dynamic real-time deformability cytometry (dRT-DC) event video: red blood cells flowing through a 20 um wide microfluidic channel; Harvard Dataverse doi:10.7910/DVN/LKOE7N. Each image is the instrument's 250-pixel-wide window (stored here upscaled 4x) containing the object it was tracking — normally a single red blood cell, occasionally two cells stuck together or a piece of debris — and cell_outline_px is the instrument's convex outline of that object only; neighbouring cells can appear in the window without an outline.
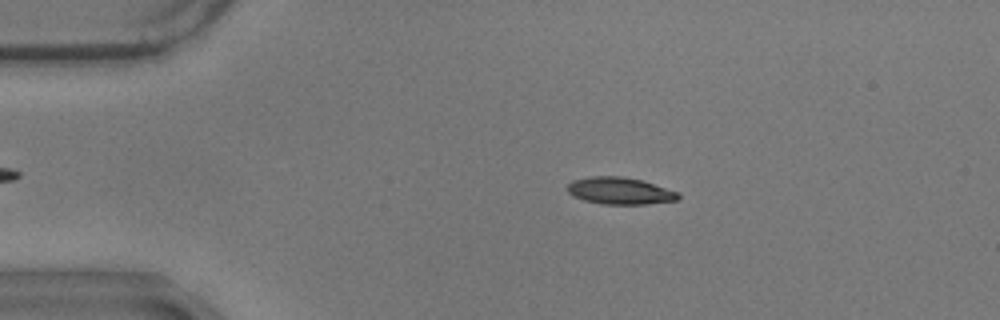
{"species": "common noctule bat (a hibernating species)", "species_latin": "Nyctalus noctula", "temperature_condition": "warm", "stored_images_in_passage": 49, "camera_frame_rate_fps": 3000, "um_per_image_px": 0.085, "animal": {"sex": "male", "body_mass_g": 17.9}, "frame": {"image": 1, "passage_image": 11, "time_ms": 3.333, "image_size_px": [1000, 320], "cell_outline_px": [[680, 200], [644, 204], [604, 204], [584, 200], [572, 196], [568, 192], [568, 184], [572, 180], [592, 176], [620, 176], [640, 180], [680, 192]], "centroid_in_image_um": [52.7, 16.22], "position_along_channel_um": 32.3, "area_um2": 17.4}}
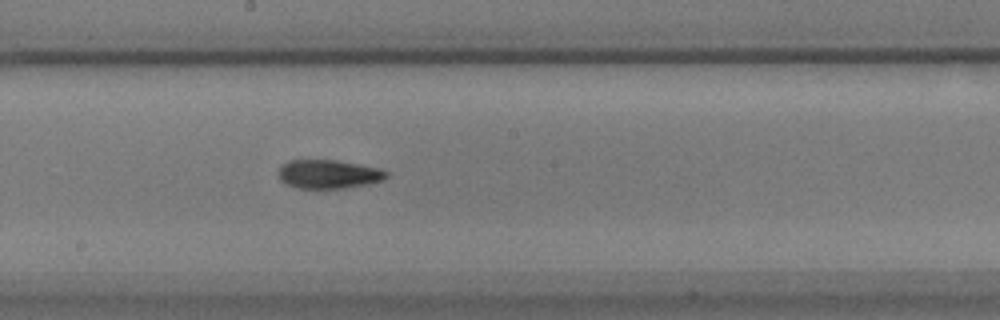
{"frame": {"image": 2, "passage_image": 31, "time_ms": 10.0, "image_size_px": [1000, 320], "cell_outline_px": [[388, 176], [384, 180], [368, 184], [344, 188], [300, 188], [288, 184], [280, 180], [280, 168], [288, 160], [336, 160], [376, 168], [388, 172]], "centroid_in_image_um": [27.95, 14.8], "position_along_channel_um": 220.3, "area_um2": 17.74}}
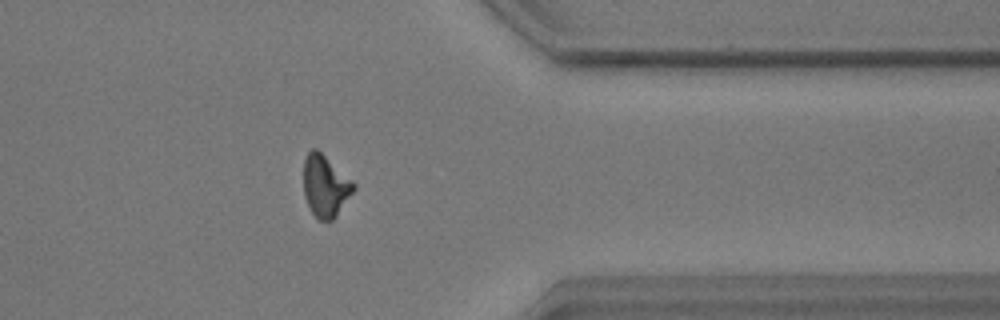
{"frame": {"image": 3, "passage_image": 46, "time_ms": 15.0, "image_size_px": [1000, 320], "cell_outline_px": [[356, 188], [336, 216], [332, 220], [320, 220], [312, 212], [304, 196], [304, 160], [308, 152], [312, 148], [316, 148], [352, 180], [356, 184]], "centroid_in_image_um": [27.66, 15.8], "position_along_channel_um": 383.7, "area_um2": 17.8}, "authors_computed_cell_mechanics": {"area_um2": 17.6868, "velocity_mm_per_s": 3.5103, "shape_relaxation_time_tau1_ms": 8.0769, "shape_relaxation_time_tau2_ms": 4.6372, "deformation_change_tau1": 0.2135, "deformation_change_tau2": 0.1262}}